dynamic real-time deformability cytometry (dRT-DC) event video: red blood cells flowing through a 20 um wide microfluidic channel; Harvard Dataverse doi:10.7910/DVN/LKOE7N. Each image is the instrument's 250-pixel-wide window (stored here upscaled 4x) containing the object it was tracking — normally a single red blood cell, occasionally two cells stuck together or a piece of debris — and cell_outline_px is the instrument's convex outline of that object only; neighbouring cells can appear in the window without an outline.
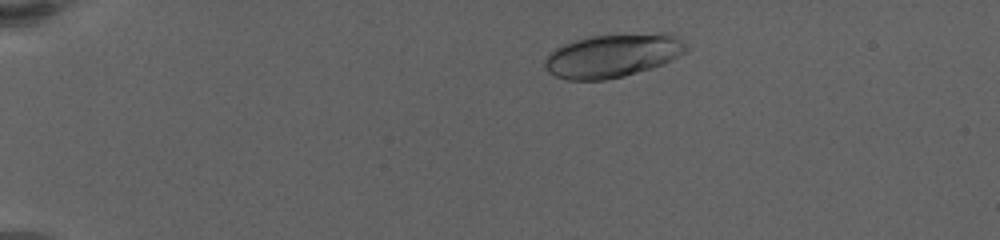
{"species": "human", "species_latin": "Homo sapiens", "temperature_condition": "warm", "stored_images_in_passage": 21, "camera_frame_rate_fps": 3000, "um_per_image_px": 0.085, "donor": {"sex": "female"}, "frame": {"image": 1, "passage_image": 7, "time_ms": 1.333, "image_size_px": [1000, 240], "cell_outline_px": [[688, 52], [664, 64], [624, 76], [604, 80], [568, 80], [556, 76], [548, 72], [544, 64], [544, 60], [556, 48], [564, 44], [588, 36], [660, 32], [672, 32], [688, 48]], "centroid_in_image_um": [52.13, 4.71], "position_along_channel_um": 32.9, "area_um2": 36.01}}